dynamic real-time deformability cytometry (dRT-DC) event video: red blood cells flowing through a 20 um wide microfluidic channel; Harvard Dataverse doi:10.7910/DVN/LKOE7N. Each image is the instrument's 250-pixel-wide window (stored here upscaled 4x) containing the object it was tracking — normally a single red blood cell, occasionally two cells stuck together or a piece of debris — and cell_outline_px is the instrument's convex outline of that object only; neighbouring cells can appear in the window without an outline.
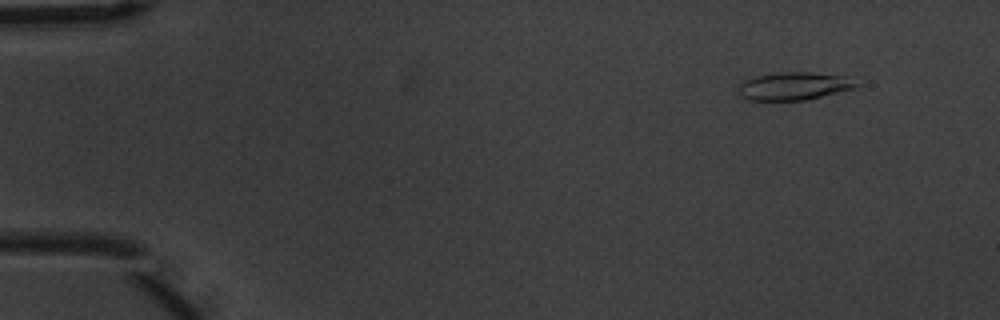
{"species": "common noctule bat (a hibernating species)", "species_latin": "Nyctalus noctula", "temperature_condition": "warm", "stored_images_in_passage": 5, "camera_frame_rate_fps": 3000, "um_per_image_px": 0.085, "animal": {"sex": "male", "body_mass_g": 20.1, "forearm_length_mm": 53.5}, "frame": {"image": 1, "passage_image": 2, "time_ms": 0.333, "image_size_px": [1000, 320], "cell_outline_px": [[864, 84], [860, 88], [804, 100], [748, 100], [740, 96], [740, 84], [744, 80], [756, 76], [776, 72], [812, 72], [844, 76]], "centroid_in_image_um": [67.59, 7.31], "position_along_channel_um": 17.4, "area_um2": 19.42}}